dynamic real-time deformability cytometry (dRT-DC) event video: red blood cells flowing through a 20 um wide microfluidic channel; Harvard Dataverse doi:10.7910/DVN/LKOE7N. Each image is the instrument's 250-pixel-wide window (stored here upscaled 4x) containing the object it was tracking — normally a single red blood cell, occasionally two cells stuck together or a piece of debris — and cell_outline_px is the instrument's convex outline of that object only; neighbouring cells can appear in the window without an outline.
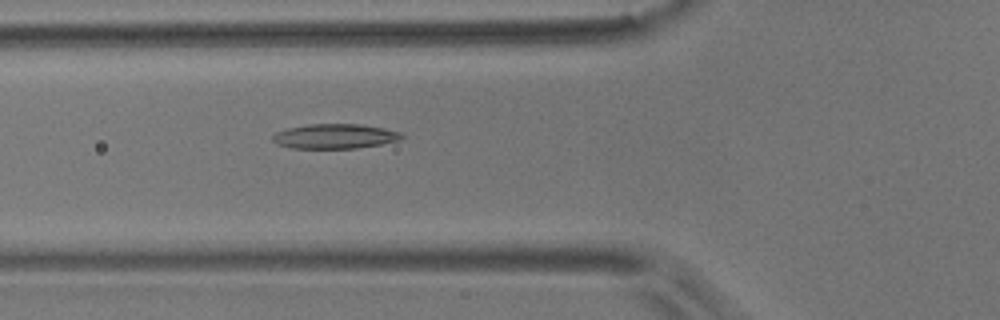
{"species": "common noctule bat (a hibernating species)", "species_latin": "Nyctalus noctula", "temperature_condition": "room temperature", "stored_images_in_passage": 6, "camera_frame_rate_fps": 3000, "um_per_image_px": 0.085, "animal": {"sex": "male", "body_mass_g": 17.9}, "frame": {"image": 1, "passage_image": 6, "time_ms": 5.667, "image_size_px": [1000, 320], "cell_outline_px": [[404, 136], [400, 140], [380, 144], [356, 148], [292, 148], [276, 144], [272, 140], [272, 136], [276, 132], [288, 128], [308, 124], [360, 124], [384, 128], [400, 132]], "centroid_in_image_um": [28.45, 11.58], "position_along_channel_um": 97.4, "area_um2": 18.55}}